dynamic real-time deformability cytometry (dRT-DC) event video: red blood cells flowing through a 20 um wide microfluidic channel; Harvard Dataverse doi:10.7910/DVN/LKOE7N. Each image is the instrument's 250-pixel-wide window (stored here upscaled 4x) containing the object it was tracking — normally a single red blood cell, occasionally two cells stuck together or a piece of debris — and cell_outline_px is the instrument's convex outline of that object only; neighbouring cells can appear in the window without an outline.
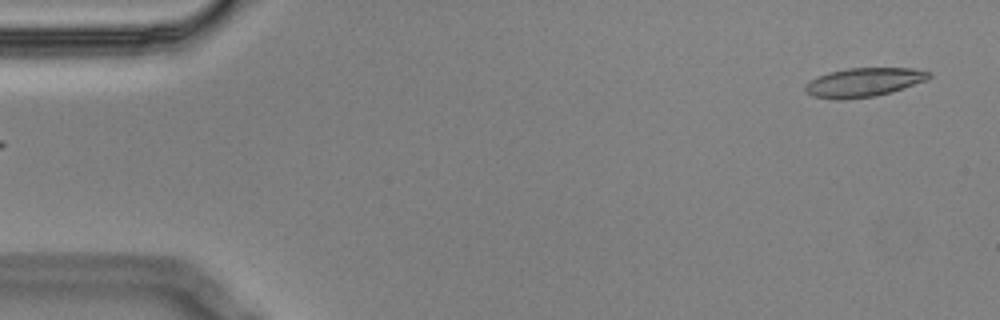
{"species": "Egyptian fruit bat (a non-hibernating species)", "species_latin": "Rousettus aegyptiacus", "temperature_condition": "cold", "stored_images_in_passage": 3, "camera_frame_rate_fps": 3000, "um_per_image_px": 0.085, "animal": {"sex": "male"}, "frame": {"image": 1, "passage_image": 3, "time_ms": 0.667, "image_size_px": [1000, 320], "cell_outline_px": [[932, 76], [928, 80], [892, 92], [876, 96], [840, 100], [836, 100], [812, 96], [804, 88], [812, 80], [828, 72], [848, 68], [912, 68], [932, 72]], "centroid_in_image_um": [73.49, 7.0], "position_along_channel_um": 11.5, "area_um2": 20.87}}